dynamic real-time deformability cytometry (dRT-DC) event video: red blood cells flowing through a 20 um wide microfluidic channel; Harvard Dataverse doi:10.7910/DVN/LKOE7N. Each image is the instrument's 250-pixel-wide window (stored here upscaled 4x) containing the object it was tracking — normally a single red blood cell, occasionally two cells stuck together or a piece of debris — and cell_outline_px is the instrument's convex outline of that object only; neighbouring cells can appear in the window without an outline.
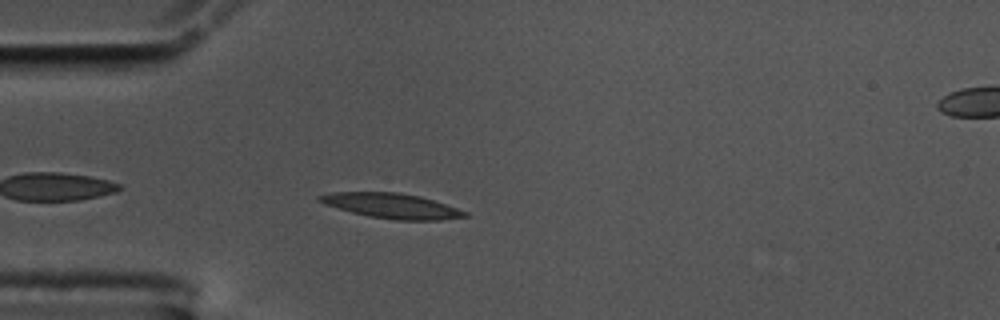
{"species": "common noctule bat (a hibernating species)", "species_latin": "Nyctalus noctula", "temperature_condition": "cold", "stored_images_in_passage": 44, "camera_frame_rate_fps": 3000, "um_per_image_px": 0.085, "animal": {"sex": "male", "body_mass_g": 17.5, "forearm_length_mm": 52.3}, "frame": {"image": 1, "passage_image": 3, "time_ms": 0.667, "image_size_px": [1000, 320], "cell_outline_px": [[468, 216], [440, 220], [396, 220], [368, 216], [352, 212], [324, 204], [316, 200], [316, 196], [332, 192], [400, 192], [420, 196], [468, 212]], "centroid_in_image_um": [33.25, 17.49], "position_along_channel_um": 51.7, "area_um2": 21.1}}
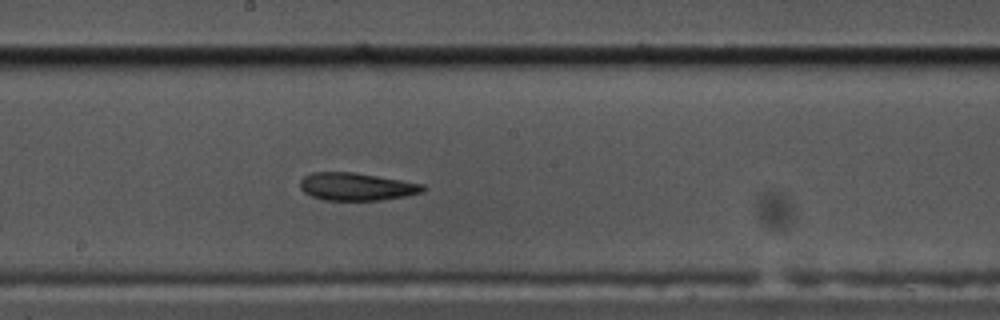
{"frame": {"image": 2, "passage_image": 18, "time_ms": 5.667, "image_size_px": [1000, 320], "cell_outline_px": [[428, 188], [424, 192], [404, 196], [380, 200], [324, 200], [312, 196], [304, 192], [300, 188], [300, 180], [304, 176], [312, 172], [352, 172], [424, 184]], "centroid_in_image_um": [30.31, 15.86], "position_along_channel_um": 217.9, "area_um2": 19.77}}
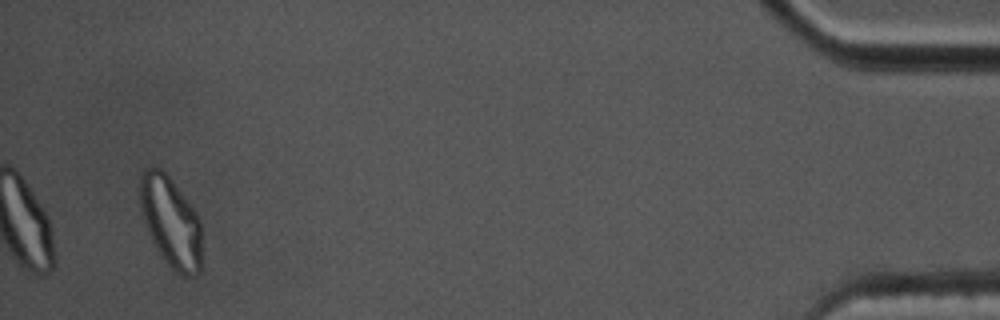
{"frame": {"image": 3, "passage_image": 42, "time_ms": 13.667, "image_size_px": [1000, 320], "cell_outline_px": [[200, 272], [192, 276], [180, 276], [164, 260], [156, 248], [148, 232], [140, 208], [140, 172], [144, 168], [160, 168], [172, 180], [196, 212], [200, 220]], "centroid_in_image_um": [14.5, 18.86], "position_along_channel_um": 420.7, "area_um2": 32.37}, "authors_computed_cell_mechanics": {"area_um2": 20.7502, "velocity_mm_per_s": 3.5156, "shape_relaxation_time_tau1_ms": null, "shape_relaxation_time_tau2_ms": 4.0653, "deformation_change_tau1": null, "deformation_change_tau2": 0.1158}}